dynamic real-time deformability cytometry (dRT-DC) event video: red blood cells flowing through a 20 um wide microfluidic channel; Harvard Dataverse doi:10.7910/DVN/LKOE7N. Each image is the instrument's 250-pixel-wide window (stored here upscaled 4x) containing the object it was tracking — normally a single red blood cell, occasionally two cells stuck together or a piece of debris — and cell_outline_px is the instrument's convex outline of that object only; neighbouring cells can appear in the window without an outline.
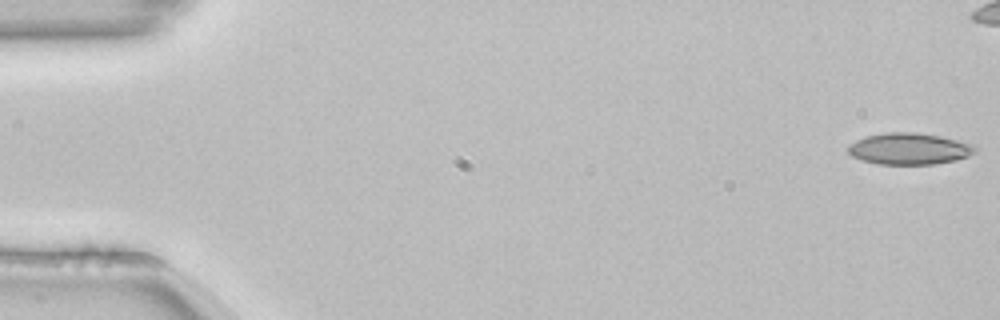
{"species": "common noctule bat (a hibernating species)", "species_latin": "Nyctalus noctula", "temperature_condition": "room temperature", "stored_images_in_passage": 47, "camera_frame_rate_fps": 3000, "um_per_image_px": 0.085, "animal": {"sex": "female", "body_mass_g": 22.7, "forearm_length_mm": 54.2}, "frame": {"image": 1, "passage_image": 1, "time_ms": 0.0, "image_size_px": [1000, 320], "cell_outline_px": [[976, 152], [968, 156], [956, 160], [936, 164], [876, 164], [860, 160], [852, 156], [848, 152], [848, 144], [864, 136], [888, 132], [916, 132], [940, 136], [972, 144], [976, 148]], "centroid_in_image_um": [77.25, 12.64], "position_along_channel_um": 7.8, "area_um2": 23.47}, "authors_computed_cell_mechanics": {"area_um2": 23.0044, "velocity_mm_per_s": 3.841, "shape_relaxation_time_tau1_ms": null, "shape_relaxation_time_tau2_ms": 1.9318, "deformation_change_tau1": null, "deformation_change_tau2": 0.0663}}